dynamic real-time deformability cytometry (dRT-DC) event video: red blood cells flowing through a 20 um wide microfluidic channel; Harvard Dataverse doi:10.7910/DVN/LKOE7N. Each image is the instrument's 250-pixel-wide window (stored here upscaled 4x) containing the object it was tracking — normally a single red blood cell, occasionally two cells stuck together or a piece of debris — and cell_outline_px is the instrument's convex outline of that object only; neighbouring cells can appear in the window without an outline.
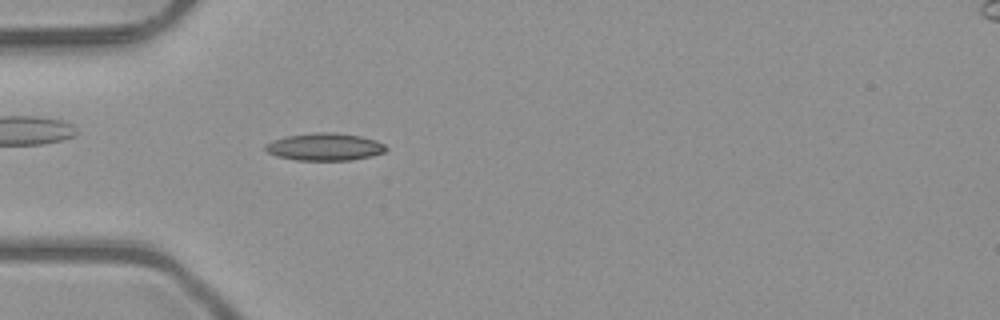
{"species": "common noctule bat (a hibernating species)", "species_latin": "Nyctalus noctula", "temperature_condition": "room temperature", "stored_images_in_passage": 50, "camera_frame_rate_fps": 3000, "um_per_image_px": 0.085, "animal": {"sex": "male", "body_mass_g": 23.1, "forearm_length_mm": 52.7}, "frame": {"image": 1, "passage_image": 15, "time_ms": 4.667, "image_size_px": [1000, 320], "cell_outline_px": [[388, 148], [384, 152], [372, 156], [352, 160], [296, 160], [276, 156], [268, 152], [264, 148], [264, 144], [272, 140], [288, 136], [316, 132], [332, 132], [360, 136], [376, 140], [384, 144]], "centroid_in_image_um": [27.6, 12.48], "position_along_channel_um": 57.4, "area_um2": 19.31}}
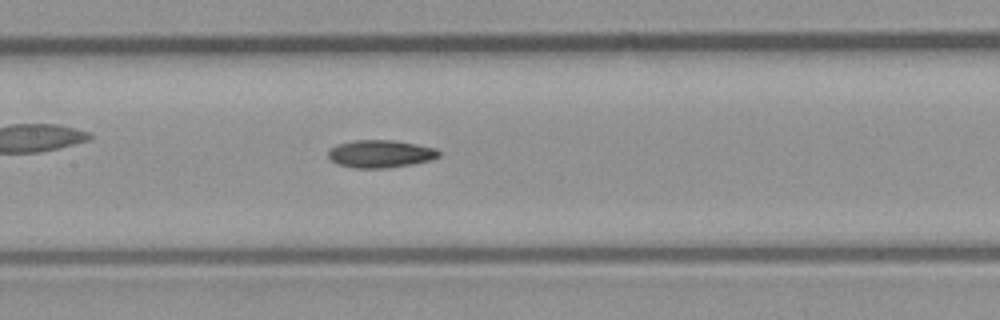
{"frame": {"image": 2, "passage_image": 24, "time_ms": 7.667, "image_size_px": [1000, 320], "cell_outline_px": [[440, 156], [432, 160], [412, 164], [384, 168], [352, 168], [336, 164], [328, 156], [328, 148], [336, 144], [352, 140], [396, 140], [436, 148], [440, 152]], "centroid_in_image_um": [32.31, 13.07], "position_along_channel_um": 175.1, "area_um2": 18.09}}
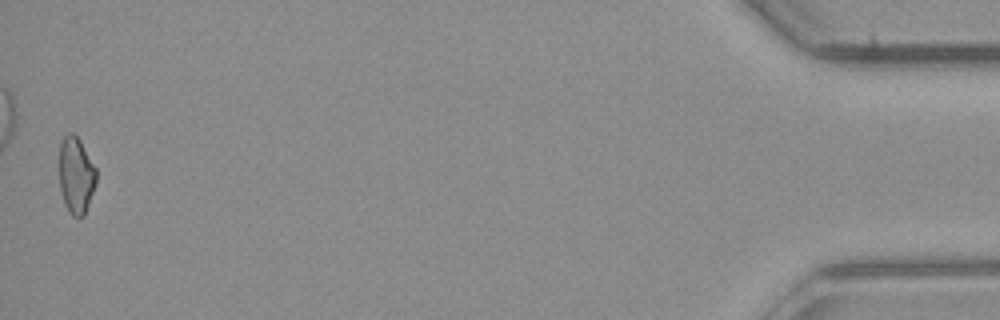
{"frame": {"image": 3, "passage_image": 50, "time_ms": 16.333, "image_size_px": [1000, 320], "cell_outline_px": [[96, 184], [84, 216], [72, 216], [68, 212], [64, 204], [60, 192], [60, 144], [64, 136], [68, 132], [72, 132], [80, 140], [96, 168]], "centroid_in_image_um": [6.46, 14.91], "position_along_channel_um": 428.7, "area_um2": 16.59}, "authors_computed_cell_mechanics": {"area_um2": 17.2822, "velocity_mm_per_s": 4.0537, "shape_relaxation_time_tau1_ms": null, "shape_relaxation_time_tau2_ms": 10.473, "deformation_change_tau1": null, "deformation_change_tau2": 0.1964}}